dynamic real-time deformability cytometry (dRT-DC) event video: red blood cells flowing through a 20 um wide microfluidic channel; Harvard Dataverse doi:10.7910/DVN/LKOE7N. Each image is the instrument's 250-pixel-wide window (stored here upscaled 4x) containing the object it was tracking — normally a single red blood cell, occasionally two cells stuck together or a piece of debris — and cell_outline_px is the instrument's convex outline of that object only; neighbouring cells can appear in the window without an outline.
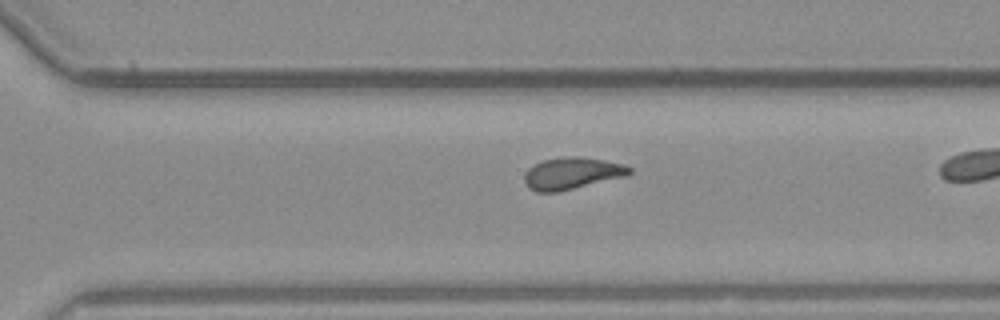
{"species": "common noctule bat (a hibernating species)", "species_latin": "Nyctalus noctula", "temperature_condition": "warm", "stored_images_in_passage": 23, "camera_frame_rate_fps": 3000, "um_per_image_px": 0.085, "animal": {"sex": "male", "body_mass_g": 23.1, "forearm_length_mm": 52.7}, "frame": {"image": 1, "passage_image": 20, "time_ms": 6.333, "image_size_px": [1000, 320], "cell_outline_px": [[632, 172], [628, 176], [556, 192], [536, 192], [528, 188], [524, 180], [524, 172], [528, 168], [544, 160], [568, 156], [580, 156], [604, 160], [624, 164], [632, 168]], "centroid_in_image_um": [48.63, 14.73], "position_along_channel_um": 322.0, "area_um2": 19.59}}